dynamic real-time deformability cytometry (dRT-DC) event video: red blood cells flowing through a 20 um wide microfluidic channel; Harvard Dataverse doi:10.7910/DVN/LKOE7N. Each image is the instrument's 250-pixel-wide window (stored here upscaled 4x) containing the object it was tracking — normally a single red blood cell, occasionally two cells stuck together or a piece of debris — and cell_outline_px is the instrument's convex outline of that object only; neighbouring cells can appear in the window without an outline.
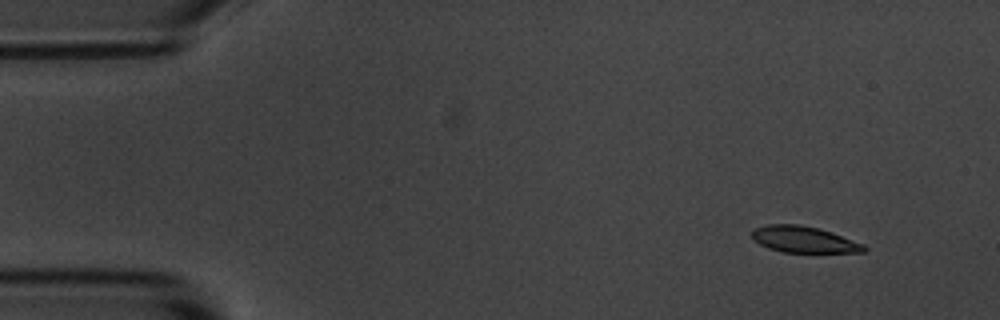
{"species": "common noctule bat (a hibernating species)", "species_latin": "Nyctalus noctula", "temperature_condition": "room temperature", "stored_images_in_passage": 50, "camera_frame_rate_fps": 3000, "um_per_image_px": 0.085, "animal": {"sex": "male", "body_mass_g": 20.1, "forearm_length_mm": 53.5}, "frame": {"image": 1, "passage_image": 1, "time_ms": 0.0, "image_size_px": [1000, 320], "cell_outline_px": [[868, 248], [864, 252], [784, 252], [768, 248], [752, 240], [752, 228], [768, 224], [800, 224], [820, 228], [832, 232], [864, 244]], "centroid_in_image_um": [68.31, 20.34], "position_along_channel_um": 16.7, "area_um2": 17.34}}
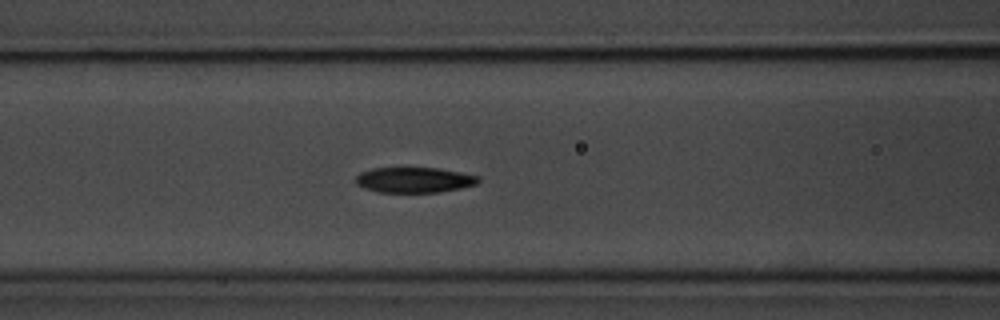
{"frame": {"image": 2, "passage_image": 18, "time_ms": 5.667, "image_size_px": [1000, 320], "cell_outline_px": [[480, 180], [476, 184], [460, 188], [440, 192], [380, 192], [364, 188], [356, 184], [356, 176], [360, 172], [372, 168], [436, 168], [460, 172], [480, 176]], "centroid_in_image_um": [35.2, 15.29], "position_along_channel_um": 131.4, "area_um2": 18.09}}
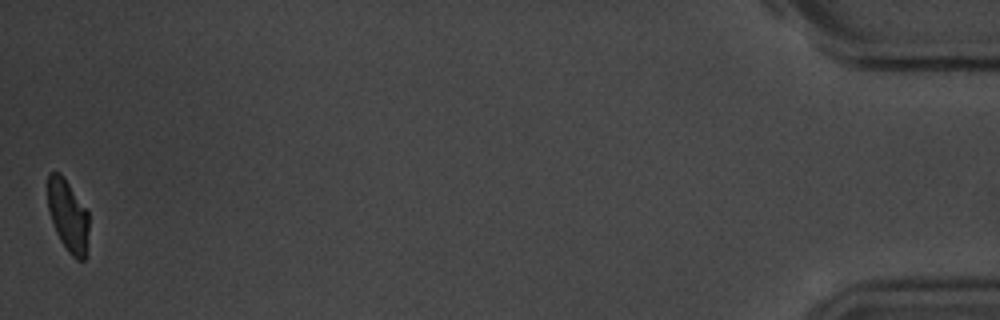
{"frame": {"image": 3, "passage_image": 50, "time_ms": 16.333, "image_size_px": [1000, 320], "cell_outline_px": [[88, 232], [84, 260], [76, 260], [68, 252], [60, 240], [56, 232], [48, 208], [48, 172], [60, 172], [88, 212]], "centroid_in_image_um": [5.77, 18.33], "position_along_channel_um": 429.4, "area_um2": 16.94}, "authors_computed_cell_mechanics": {"area_um2": 19.0162, "velocity_mm_per_s": 3.6917, "shape_relaxation_time_tau1_ms": 4.1714, "shape_relaxation_time_tau2_ms": 6.1869, "deformation_change_tau1": 0.1341, "deformation_change_tau2": 0.1251}}